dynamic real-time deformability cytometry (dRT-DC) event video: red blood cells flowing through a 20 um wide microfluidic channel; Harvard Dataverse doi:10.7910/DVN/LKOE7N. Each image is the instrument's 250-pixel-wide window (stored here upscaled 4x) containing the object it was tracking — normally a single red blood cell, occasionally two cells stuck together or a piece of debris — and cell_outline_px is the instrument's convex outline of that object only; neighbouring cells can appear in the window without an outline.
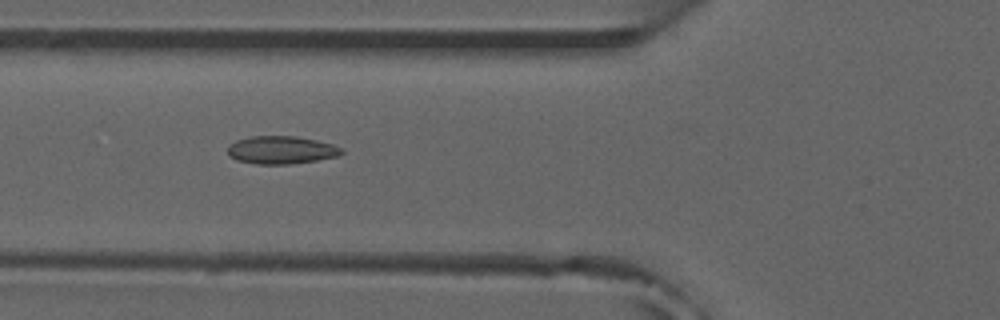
{"species": "common noctule bat (a hibernating species)", "species_latin": "Nyctalus noctula", "temperature_condition": "room temperature", "stored_images_in_passage": 47, "camera_frame_rate_fps": 3000, "um_per_image_px": 0.085, "animal": {"sex": "male", "forearm_length_mm": 52.5}, "frame": {"image": 1, "passage_image": 14, "time_ms": 4.333, "image_size_px": [1000, 320], "cell_outline_px": [[344, 152], [336, 156], [316, 160], [288, 164], [256, 164], [236, 160], [228, 156], [228, 144], [236, 140], [252, 136], [296, 136], [316, 140], [332, 144], [340, 148]], "centroid_in_image_um": [23.85, 12.74], "position_along_channel_um": 102.0, "area_um2": 18.44}, "authors_computed_cell_mechanics": {"area_um2": 17.5134, "velocity_mm_per_s": 3.907, "shape_relaxation_time_tau1_ms": null, "shape_relaxation_time_tau2_ms": 2.1878, "deformation_change_tau1": null, "deformation_change_tau2": 0.0806}}